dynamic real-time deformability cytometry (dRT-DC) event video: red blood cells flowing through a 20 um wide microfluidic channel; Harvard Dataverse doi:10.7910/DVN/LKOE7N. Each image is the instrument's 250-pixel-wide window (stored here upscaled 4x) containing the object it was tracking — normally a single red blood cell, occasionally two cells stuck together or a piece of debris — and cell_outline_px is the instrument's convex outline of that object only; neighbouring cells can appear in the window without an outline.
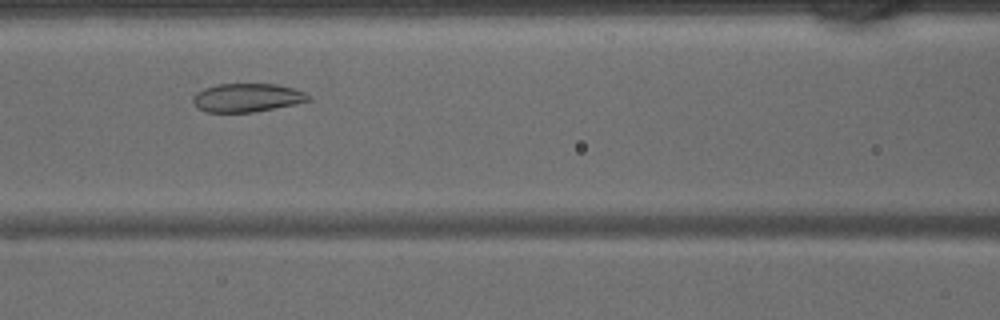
{"species": "common noctule bat (a hibernating species)", "species_latin": "Nyctalus noctula", "temperature_condition": "warm", "stored_images_in_passage": 37, "camera_frame_rate_fps": 3000, "um_per_image_px": 0.085, "animal": {"sex": "male", "body_mass_g": 15.6}, "frame": {"image": 1, "passage_image": 12, "time_ms": 3.667, "image_size_px": [1000, 320], "cell_outline_px": [[312, 96], [308, 100], [296, 104], [252, 112], [204, 112], [196, 108], [192, 104], [192, 100], [196, 92], [204, 88], [216, 84], [276, 84], [292, 88], [304, 92]], "centroid_in_image_um": [20.95, 8.3], "position_along_channel_um": 145.7, "area_um2": 19.25}}
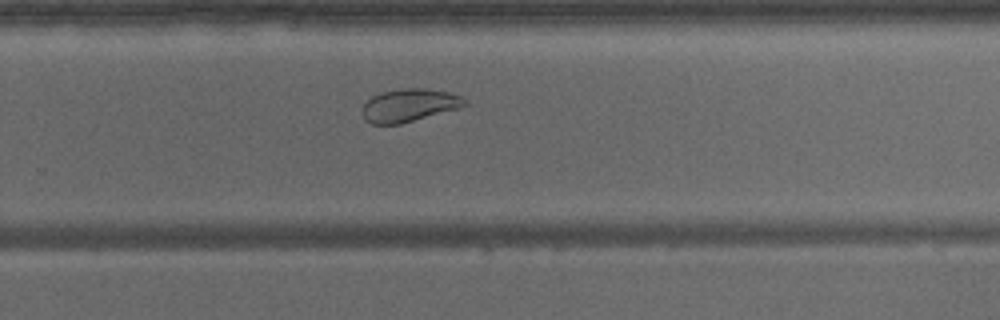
{"frame": {"image": 2, "passage_image": 22, "time_ms": 7.0, "image_size_px": [1000, 320], "cell_outline_px": [[468, 104], [456, 108], [400, 124], [372, 124], [364, 120], [360, 112], [360, 108], [372, 96], [380, 92], [408, 88], [428, 88], [448, 92], [460, 96], [468, 100]], "centroid_in_image_um": [34.72, 8.94], "position_along_channel_um": 295.1, "area_um2": 19.59}}
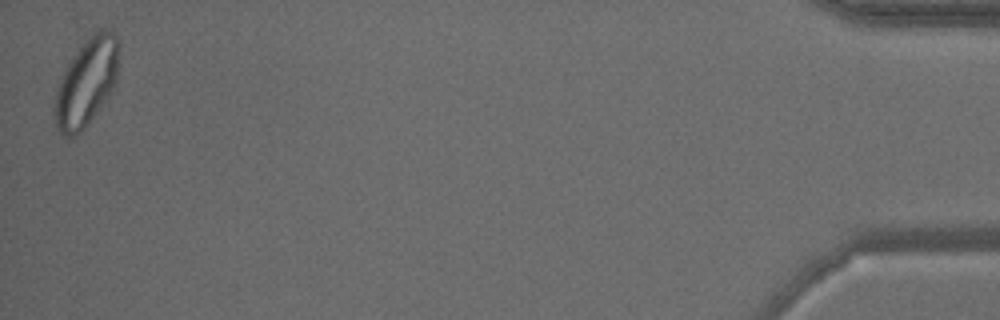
{"frame": {"image": 3, "passage_image": 37, "time_ms": 12.0, "image_size_px": [1000, 320], "cell_outline_px": [[120, 44], [116, 84], [108, 96], [84, 128], [76, 136], [64, 136], [56, 128], [52, 112], [52, 108], [60, 76], [80, 44], [84, 40], [100, 28], [108, 28], [116, 36]], "centroid_in_image_um": [7.33, 6.97], "position_along_channel_um": 427.9, "area_um2": 33.23}}